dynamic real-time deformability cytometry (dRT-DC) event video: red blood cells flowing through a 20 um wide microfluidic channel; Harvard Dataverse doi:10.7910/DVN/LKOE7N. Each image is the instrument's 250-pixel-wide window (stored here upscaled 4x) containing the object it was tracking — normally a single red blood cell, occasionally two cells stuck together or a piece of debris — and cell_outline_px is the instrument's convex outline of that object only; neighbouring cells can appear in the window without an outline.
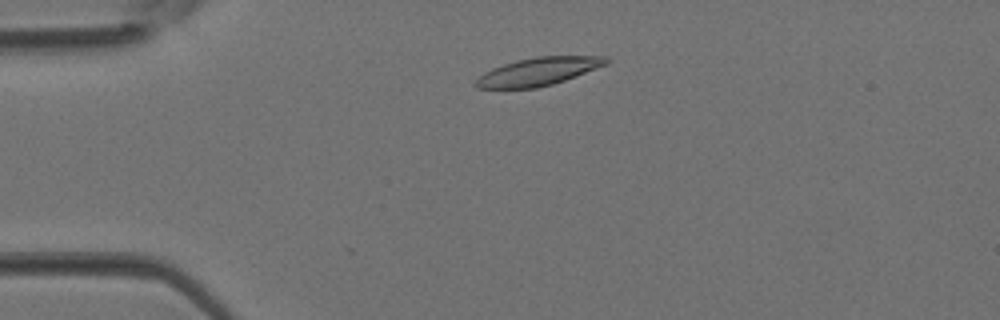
{"species": "Egyptian fruit bat (a non-hibernating species)", "species_latin": "Rousettus aegyptiacus", "temperature_condition": "room temperature", "stored_images_in_passage": 3, "camera_frame_rate_fps": 3000, "um_per_image_px": 0.085, "animal": {"sex": "female"}, "frame": {"image": 1, "passage_image": 2, "time_ms": 0.333, "image_size_px": [1000, 320], "cell_outline_px": [[612, 60], [608, 64], [564, 80], [552, 84], [536, 88], [476, 88], [472, 84], [484, 72], [492, 68], [516, 60], [536, 56], [608, 56]], "centroid_in_image_um": [45.77, 6.07], "position_along_channel_um": 39.2, "area_um2": 21.27}}
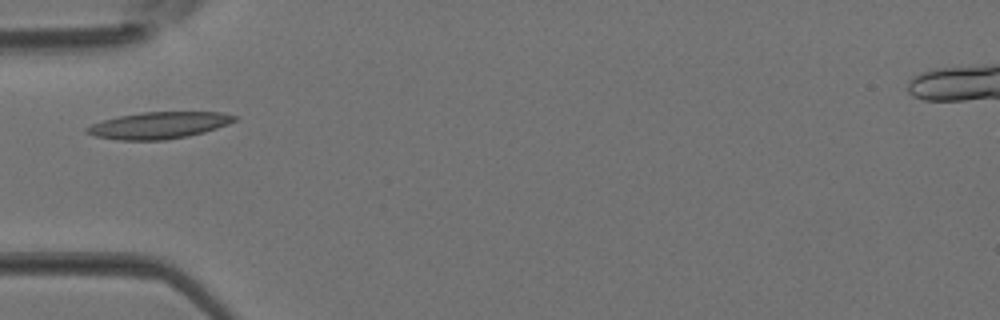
{"frame": {"image": 2, "passage_image": 3, "time_ms": 0.667, "image_size_px": [1000, 320], "cell_outline_px": [[240, 116], [236, 120], [228, 124], [204, 132], [188, 136], [164, 140], [120, 140], [96, 136], [84, 132], [84, 128], [92, 124], [104, 120], [120, 116], [144, 112], [220, 112]], "centroid_in_image_um": [13.52, 10.65], "position_along_channel_um": 71.5, "area_um2": 22.89}}